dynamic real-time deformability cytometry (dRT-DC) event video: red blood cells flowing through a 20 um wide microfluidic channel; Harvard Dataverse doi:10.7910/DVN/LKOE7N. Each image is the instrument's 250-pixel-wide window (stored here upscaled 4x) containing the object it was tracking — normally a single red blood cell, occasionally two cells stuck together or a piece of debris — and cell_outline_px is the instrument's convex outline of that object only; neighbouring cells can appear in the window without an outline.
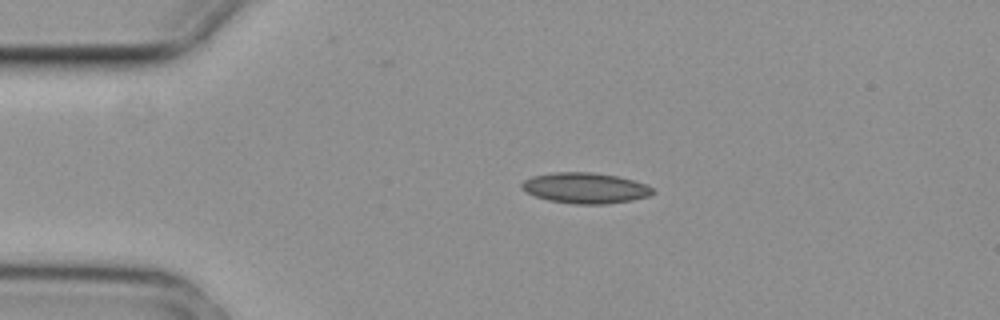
{"species": "common noctule bat (a hibernating species)", "species_latin": "Nyctalus noctula", "temperature_condition": "cold", "stored_images_in_passage": 3, "camera_frame_rate_fps": 3000, "um_per_image_px": 0.085, "animal": {"sex": "female", "body_mass_g": 29.2, "forearm_length_mm": 56.3}, "frame": {"image": 1, "passage_image": 2, "time_ms": 0.333, "image_size_px": [1000, 320], "cell_outline_px": [[656, 192], [648, 196], [632, 200], [604, 204], [572, 204], [548, 200], [536, 196], [520, 188], [520, 184], [524, 180], [532, 176], [552, 172], [592, 172], [616, 176], [648, 184]], "centroid_in_image_um": [49.74, 15.98], "position_along_channel_um": 35.3, "area_um2": 23.47}}